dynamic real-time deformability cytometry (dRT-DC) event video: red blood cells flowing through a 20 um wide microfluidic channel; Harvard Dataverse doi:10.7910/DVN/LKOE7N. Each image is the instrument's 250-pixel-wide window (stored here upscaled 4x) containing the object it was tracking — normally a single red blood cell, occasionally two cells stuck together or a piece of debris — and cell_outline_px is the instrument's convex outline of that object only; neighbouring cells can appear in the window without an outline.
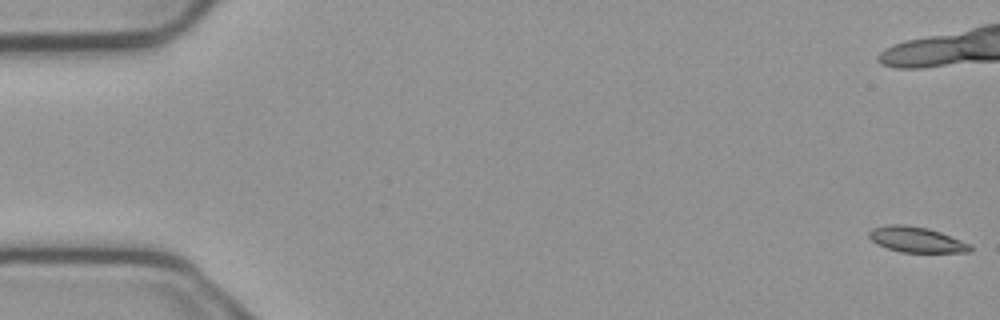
{"species": "common noctule bat (a hibernating species)", "species_latin": "Nyctalus noctula", "temperature_condition": "cold", "stored_images_in_passage": 9, "camera_frame_rate_fps": 3000, "um_per_image_px": 0.085, "animal": {"sex": "male", "body_mass_g": 23.1, "forearm_length_mm": 52.7}, "frame": {"image": 1, "passage_image": 1, "time_ms": 0.0, "image_size_px": [1000, 320], "cell_outline_px": [[972, 252], [900, 252], [876, 244], [868, 236], [868, 232], [872, 228], [888, 224], [904, 224], [928, 228], [940, 232], [972, 244]], "centroid_in_image_um": [77.89, 20.36], "position_along_channel_um": 7.1, "area_um2": 15.14}}
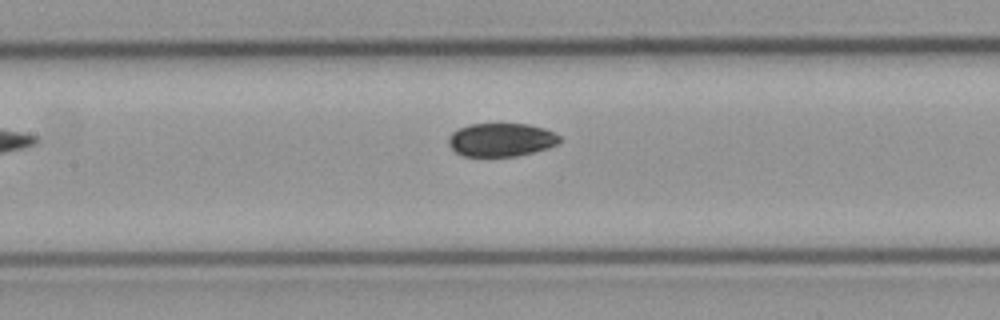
{"frame": {"image": 2, "passage_image": 9, "time_ms": 2.667, "image_size_px": [1000, 320], "cell_outline_px": [[560, 140], [556, 144], [548, 148], [516, 156], [464, 156], [456, 152], [448, 144], [448, 140], [452, 132], [468, 124], [528, 124], [544, 128], [560, 136]], "centroid_in_image_um": [42.59, 11.88], "position_along_channel_um": 164.8, "area_um2": 21.44}}